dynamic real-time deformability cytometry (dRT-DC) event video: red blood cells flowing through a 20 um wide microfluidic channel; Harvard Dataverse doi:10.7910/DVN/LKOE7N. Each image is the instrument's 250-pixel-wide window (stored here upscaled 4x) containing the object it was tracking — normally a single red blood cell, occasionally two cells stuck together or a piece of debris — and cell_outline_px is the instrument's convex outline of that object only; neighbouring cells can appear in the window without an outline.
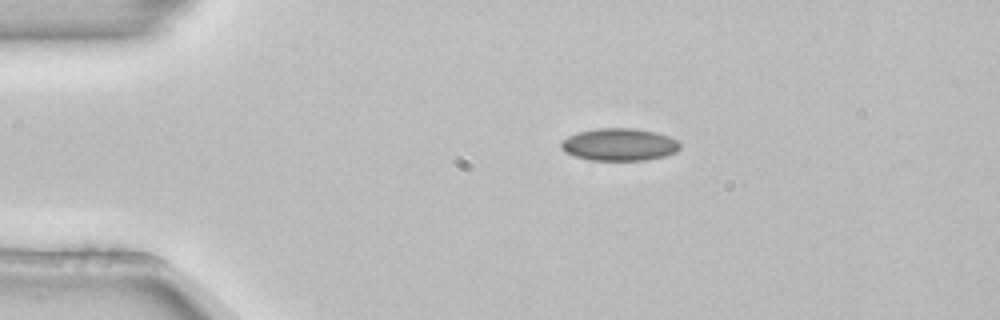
{"species": "common noctule bat (a hibernating species)", "species_latin": "Nyctalus noctula", "temperature_condition": "room temperature", "stored_images_in_passage": 2, "camera_frame_rate_fps": 3000, "um_per_image_px": 0.085, "animal": {"sex": "female", "body_mass_g": 22.7, "forearm_length_mm": 54.2}, "frame": {"image": 1, "passage_image": 1, "time_ms": 0.0, "image_size_px": [1000, 320], "cell_outline_px": [[680, 148], [676, 152], [664, 156], [644, 160], [588, 160], [572, 156], [564, 152], [560, 148], [560, 140], [576, 132], [596, 128], [636, 128], [656, 132], [668, 136], [676, 140], [680, 144]], "centroid_in_image_um": [52.58, 12.28], "position_along_channel_um": 32.4, "area_um2": 22.77}}